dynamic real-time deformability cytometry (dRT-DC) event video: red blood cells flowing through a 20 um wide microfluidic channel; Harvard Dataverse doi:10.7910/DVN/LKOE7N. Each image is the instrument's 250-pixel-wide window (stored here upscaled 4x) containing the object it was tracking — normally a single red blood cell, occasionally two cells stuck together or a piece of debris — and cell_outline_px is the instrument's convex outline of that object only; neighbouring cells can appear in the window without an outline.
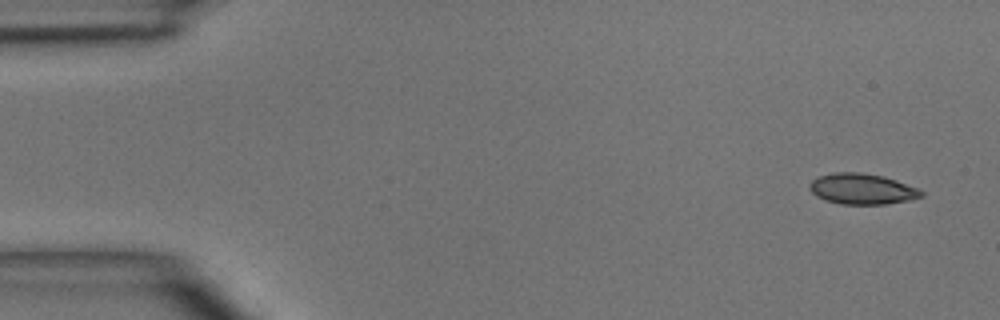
{"species": "common noctule bat (a hibernating species)", "species_latin": "Nyctalus noctula", "temperature_condition": "room temperature", "stored_images_in_passage": 4, "camera_frame_rate_fps": 3000, "um_per_image_px": 0.085, "animal": {"sex": "male", "body_mass_g": 15.6}, "frame": {"image": 1, "passage_image": 1, "time_ms": 0.0, "image_size_px": [1000, 320], "cell_outline_px": [[924, 196], [908, 200], [884, 204], [840, 204], [824, 200], [816, 196], [808, 188], [808, 184], [812, 180], [820, 176], [832, 172], [860, 172], [884, 176], [896, 180], [916, 188], [924, 192]], "centroid_in_image_um": [73.24, 16.05], "position_along_channel_um": 11.8, "area_um2": 20.06}}
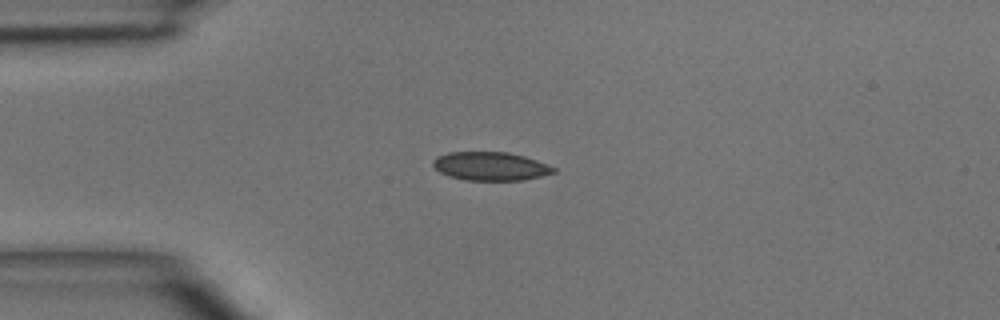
{"frame": {"image": 2, "passage_image": 3, "time_ms": 3.0, "image_size_px": [1000, 320], "cell_outline_px": [[556, 172], [524, 180], [464, 180], [448, 176], [440, 172], [432, 164], [432, 160], [448, 152], [508, 152], [524, 156], [536, 160], [556, 168]], "centroid_in_image_um": [41.69, 14.13], "position_along_channel_um": 43.3, "area_um2": 19.94}}